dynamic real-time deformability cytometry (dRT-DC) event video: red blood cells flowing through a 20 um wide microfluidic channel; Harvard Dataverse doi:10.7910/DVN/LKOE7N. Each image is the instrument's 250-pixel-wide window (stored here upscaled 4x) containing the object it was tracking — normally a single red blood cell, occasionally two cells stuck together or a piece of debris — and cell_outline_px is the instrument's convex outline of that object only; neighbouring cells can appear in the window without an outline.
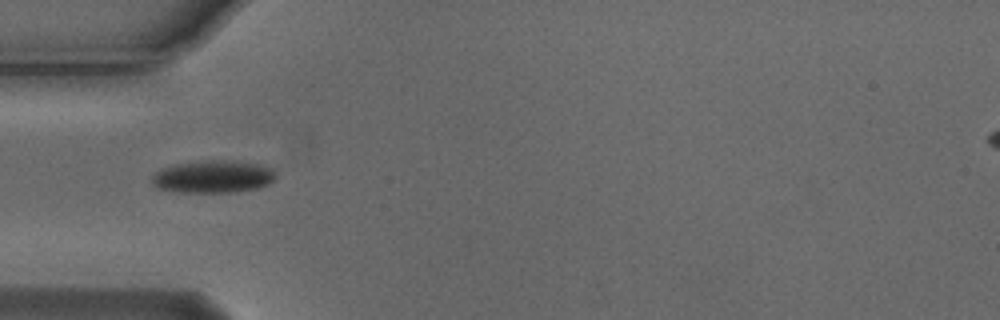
{"species": "Egyptian fruit bat (a non-hibernating species)", "species_latin": "Rousettus aegyptiacus", "temperature_condition": "cold", "stored_images_in_passage": 7, "camera_frame_rate_fps": 3000, "um_per_image_px": 0.085, "animal": {"sex": "male"}, "frame": {"image": 1, "passage_image": 5, "time_ms": 1.333, "image_size_px": [1000, 320], "cell_outline_px": [[276, 176], [268, 184], [260, 188], [236, 192], [180, 192], [160, 188], [152, 184], [152, 176], [156, 172], [164, 168], [176, 164], [212, 160], [216, 160], [260, 164], [272, 168], [276, 172]], "centroid_in_image_um": [18.16, 15.03], "position_along_channel_um": 66.8, "area_um2": 23.18}}
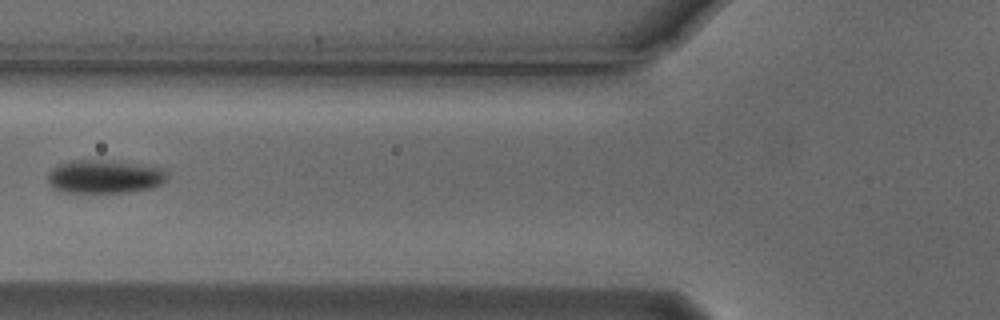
{"frame": {"image": 2, "passage_image": 6, "time_ms": 1.667, "image_size_px": [1000, 320], "cell_outline_px": [[168, 180], [164, 184], [148, 188], [128, 192], [64, 192], [52, 188], [48, 184], [48, 172], [52, 168], [60, 164], [76, 160], [112, 160], [148, 164], [164, 168], [168, 172]], "centroid_in_image_um": [8.96, 14.99], "position_along_channel_um": 116.8, "area_um2": 23.76}}